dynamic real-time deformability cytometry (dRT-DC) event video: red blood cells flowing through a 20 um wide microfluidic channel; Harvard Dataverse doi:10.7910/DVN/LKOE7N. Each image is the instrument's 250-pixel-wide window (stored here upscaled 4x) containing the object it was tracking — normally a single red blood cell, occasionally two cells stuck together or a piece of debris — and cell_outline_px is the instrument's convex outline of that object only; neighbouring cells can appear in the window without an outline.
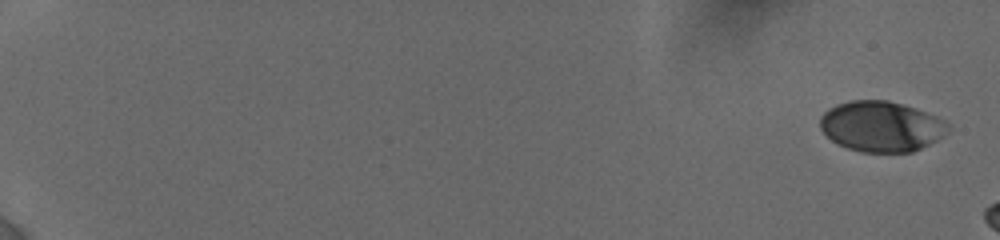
{"species": "human", "species_latin": "Homo sapiens", "temperature_condition": "cold", "stored_images_in_passage": 4, "camera_frame_rate_fps": 3000, "um_per_image_px": 0.085, "donor": {"sex": "female"}, "frame": {"image": 1, "passage_image": 1, "time_ms": 0.0, "image_size_px": [1000, 240], "cell_outline_px": [[948, 128], [936, 140], [912, 152], [860, 152], [848, 148], [832, 140], [820, 128], [820, 116], [828, 108], [836, 104], [848, 100], [888, 100], [916, 108], [936, 116], [948, 124]], "centroid_in_image_um": [74.86, 10.73], "position_along_channel_um": 10.1, "area_um2": 37.34}}